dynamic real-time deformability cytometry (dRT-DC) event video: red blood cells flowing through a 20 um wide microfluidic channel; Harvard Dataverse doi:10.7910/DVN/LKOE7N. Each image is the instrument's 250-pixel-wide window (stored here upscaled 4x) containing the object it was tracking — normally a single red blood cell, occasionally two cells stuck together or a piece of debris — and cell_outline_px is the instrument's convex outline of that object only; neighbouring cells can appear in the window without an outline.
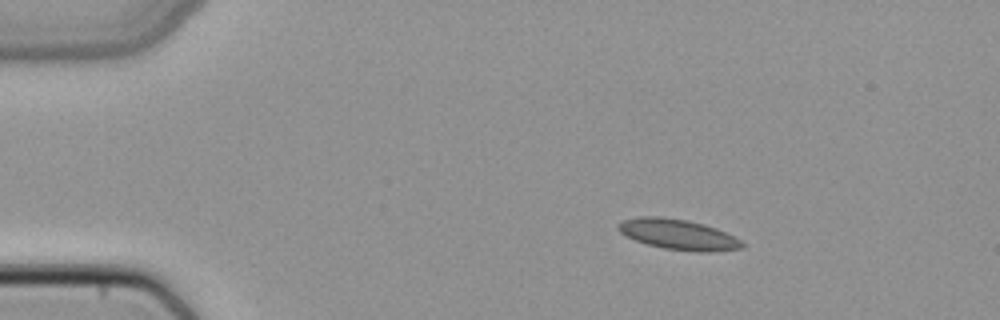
{"species": "common noctule bat (a hibernating species)", "species_latin": "Nyctalus noctula", "temperature_condition": "cold", "stored_images_in_passage": 49, "camera_frame_rate_fps": 3000, "um_per_image_px": 0.085, "animal": {"sex": "female", "body_mass_g": 22.7, "forearm_length_mm": 54.2}, "frame": {"image": 1, "passage_image": 8, "time_ms": 2.333, "image_size_px": [1000, 320], "cell_outline_px": [[744, 248], [708, 252], [696, 252], [664, 248], [648, 244], [636, 240], [620, 232], [616, 228], [616, 224], [620, 220], [640, 216], [660, 216], [688, 220], [704, 224], [716, 228], [740, 240], [744, 244]], "centroid_in_image_um": [57.61, 19.91], "position_along_channel_um": 27.4, "area_um2": 21.96}}
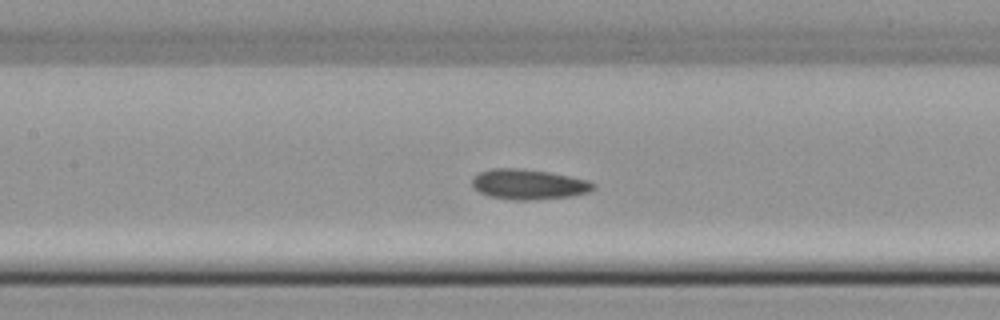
{"frame": {"image": 2, "passage_image": 23, "time_ms": 7.333, "image_size_px": [1000, 320], "cell_outline_px": [[596, 188], [588, 192], [568, 196], [532, 200], [516, 200], [488, 196], [480, 192], [472, 184], [472, 176], [480, 172], [492, 168], [520, 168], [548, 172], [588, 180], [596, 184]], "centroid_in_image_um": [44.92, 15.66], "position_along_channel_um": 162.5, "area_um2": 21.21}}
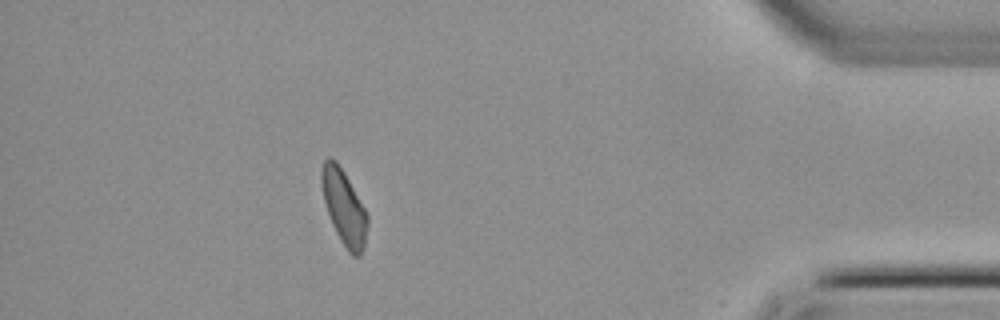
{"frame": {"image": 3, "passage_image": 44, "time_ms": 14.333, "image_size_px": [1000, 320], "cell_outline_px": [[368, 224], [364, 248], [360, 256], [352, 256], [348, 252], [336, 232], [332, 224], [324, 200], [320, 180], [320, 168], [324, 160], [328, 156], [336, 160], [344, 172], [364, 208], [368, 216]], "centroid_in_image_um": [29.23, 17.6], "position_along_channel_um": 406.0, "area_um2": 19.94}}